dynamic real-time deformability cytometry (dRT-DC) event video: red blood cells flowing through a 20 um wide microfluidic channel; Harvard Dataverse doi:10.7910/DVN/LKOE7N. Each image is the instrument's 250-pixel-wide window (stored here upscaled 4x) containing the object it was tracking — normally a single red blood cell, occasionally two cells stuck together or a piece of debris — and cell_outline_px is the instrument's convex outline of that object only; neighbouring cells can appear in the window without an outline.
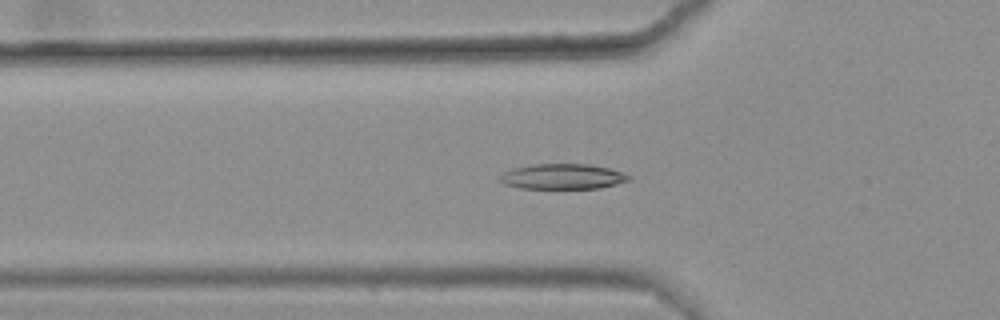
{"species": "common noctule bat (a hibernating species)", "species_latin": "Nyctalus noctula", "temperature_condition": "warm", "stored_images_in_passage": 42, "camera_frame_rate_fps": 3000, "um_per_image_px": 0.085, "animal": {"sex": "female", "body_mass_g": 25.1}, "frame": {"image": 1, "passage_image": 13, "time_ms": 4.0, "image_size_px": [1000, 320], "cell_outline_px": [[632, 180], [600, 188], [520, 188], [504, 184], [500, 180], [500, 176], [504, 172], [512, 168], [532, 164], [588, 164], [608, 168], [624, 172], [632, 176]], "centroid_in_image_um": [47.86, 15.0], "position_along_channel_um": 77.9, "area_um2": 19.07}}
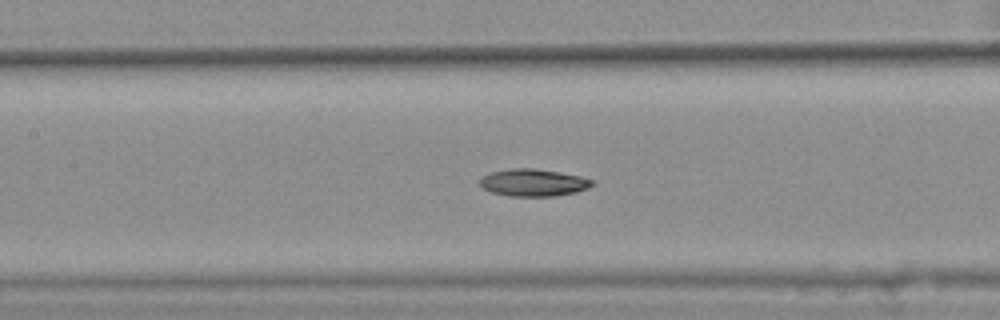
{"frame": {"image": 2, "passage_image": 20, "time_ms": 6.333, "image_size_px": [1000, 320], "cell_outline_px": [[596, 184], [588, 188], [576, 192], [556, 196], [508, 196], [492, 192], [484, 188], [480, 184], [480, 180], [484, 176], [492, 172], [512, 168], [532, 168], [560, 172], [580, 176], [596, 180]], "centroid_in_image_um": [45.41, 15.52], "position_along_channel_um": 162.0, "area_um2": 17.86}}
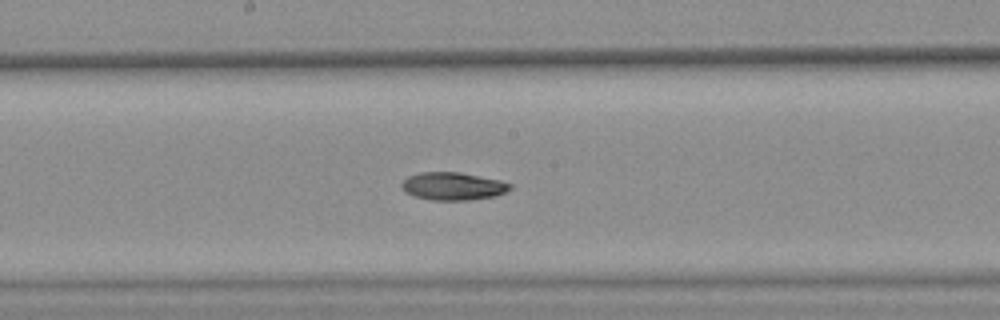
{"frame": {"image": 3, "passage_image": 24, "time_ms": 7.667, "image_size_px": [1000, 320], "cell_outline_px": [[512, 188], [496, 196], [468, 200], [432, 200], [416, 196], [404, 192], [400, 188], [400, 184], [408, 176], [420, 172], [460, 172], [500, 180], [512, 184]], "centroid_in_image_um": [38.48, 15.82], "position_along_channel_um": 209.7, "area_um2": 17.63}, "authors_computed_cell_mechanics": {"area_um2": 17.8602, "velocity_mm_per_s": 3.5845, "shape_relaxation_time_tau1_ms": 10.9418, "shape_relaxation_time_tau2_ms": null, "deformation_change_tau1": 0.217, "deformation_change_tau2": null}}